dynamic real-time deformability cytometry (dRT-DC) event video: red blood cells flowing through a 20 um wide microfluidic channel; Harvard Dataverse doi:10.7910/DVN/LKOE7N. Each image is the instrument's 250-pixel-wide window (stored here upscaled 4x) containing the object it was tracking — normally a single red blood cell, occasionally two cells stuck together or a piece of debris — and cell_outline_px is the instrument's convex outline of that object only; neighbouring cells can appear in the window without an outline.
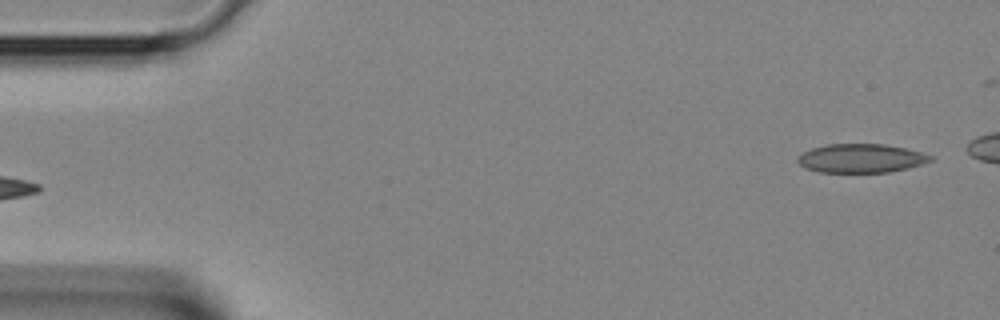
{"species": "Egyptian fruit bat (a non-hibernating species)", "species_latin": "Rousettus aegyptiacus", "temperature_condition": "room temperature", "stored_images_in_passage": 2, "segment_of_instrument_passage": [2, 2], "camera_frame_rate_fps": 3000, "um_per_image_px": 0.085, "animal": {"sex": "female"}, "frame": {"image": 1, "passage_image": 2, "time_ms": 0.333, "image_size_px": [1000, 320], "cell_outline_px": [[936, 156], [932, 160], [908, 168], [888, 172], [820, 172], [804, 168], [796, 160], [796, 156], [812, 148], [828, 144], [884, 144], [904, 148]], "centroid_in_image_um": [73.17, 13.45], "position_along_channel_um": 11.8, "area_um2": 22.25}}